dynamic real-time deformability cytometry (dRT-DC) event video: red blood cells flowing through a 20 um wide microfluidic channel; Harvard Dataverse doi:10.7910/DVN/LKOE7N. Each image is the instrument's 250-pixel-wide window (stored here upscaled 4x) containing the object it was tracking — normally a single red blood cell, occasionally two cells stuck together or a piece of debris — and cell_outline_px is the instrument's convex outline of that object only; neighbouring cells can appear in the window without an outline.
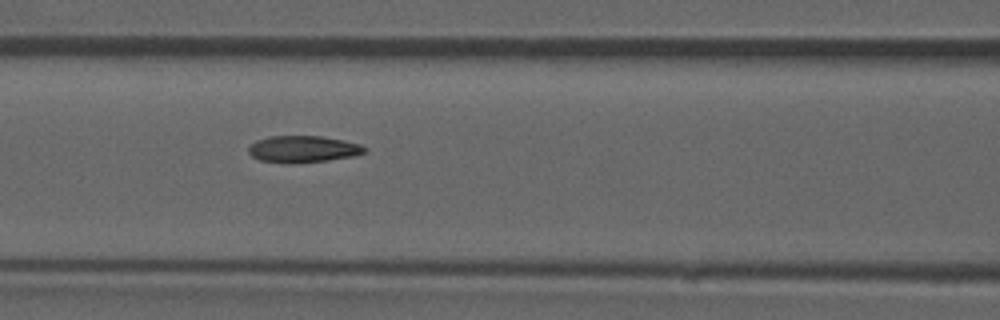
{"species": "common noctule bat (a hibernating species)", "species_latin": "Nyctalus noctula", "temperature_condition": "room temperature", "stored_images_in_passage": 53, "camera_frame_rate_fps": 3000, "um_per_image_px": 0.085, "animal": {"sex": "male", "forearm_length_mm": 52.5}, "frame": {"image": 1, "passage_image": 23, "time_ms": 7.333, "image_size_px": [1000, 320], "cell_outline_px": [[368, 148], [364, 152], [352, 156], [328, 160], [296, 164], [292, 164], [260, 160], [252, 156], [248, 152], [248, 148], [256, 140], [268, 136], [324, 136], [344, 140], [360, 144]], "centroid_in_image_um": [25.75, 12.67], "position_along_channel_um": 140.8, "area_um2": 18.21}, "authors_computed_cell_mechanics": {"area_um2": 18.3226, "velocity_mm_per_s": 3.907, "shape_relaxation_time_tau1_ms": 8.1375, "shape_relaxation_time_tau2_ms": 2.39, "deformation_change_tau1": 0.2243, "deformation_change_tau2": 0.0871}}